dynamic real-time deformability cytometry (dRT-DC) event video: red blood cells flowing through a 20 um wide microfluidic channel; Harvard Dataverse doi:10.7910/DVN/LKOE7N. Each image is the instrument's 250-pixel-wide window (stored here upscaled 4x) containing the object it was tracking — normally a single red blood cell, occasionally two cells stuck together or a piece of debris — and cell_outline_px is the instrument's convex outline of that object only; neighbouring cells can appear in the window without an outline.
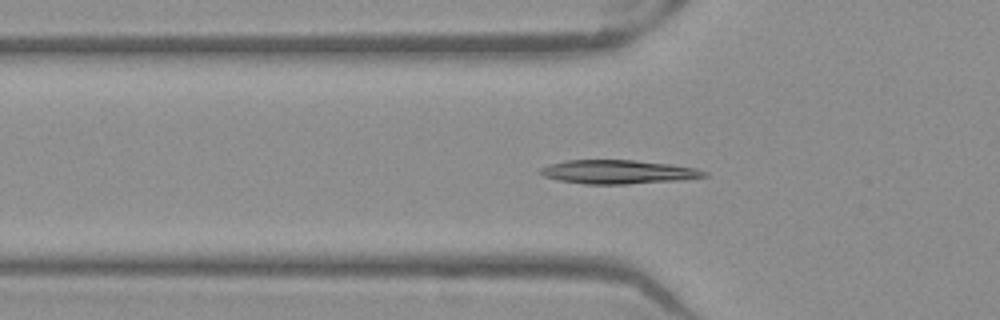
{"species": "Egyptian fruit bat (a non-hibernating species)", "species_latin": "Rousettus aegyptiacus", "temperature_condition": "warm", "stored_images_in_passage": 52, "camera_frame_rate_fps": 3000, "um_per_image_px": 0.085, "frame": {"image": 1, "passage_image": 18, "time_ms": 5.667, "image_size_px": [1000, 320], "cell_outline_px": [[708, 176], [680, 180], [628, 184], [584, 184], [560, 180], [544, 176], [536, 172], [540, 168], [548, 164], [568, 160], [632, 160], [668, 164], [696, 168], [708, 172]], "centroid_in_image_um": [52.51, 14.61], "position_along_channel_um": 73.3, "area_um2": 22.72}}
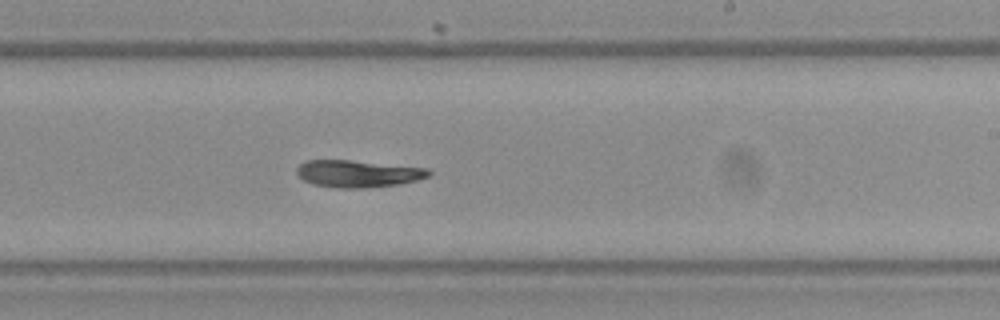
{"frame": {"image": 2, "passage_image": 32, "time_ms": 10.333, "image_size_px": [1000, 320], "cell_outline_px": [[432, 172], [428, 176], [416, 180], [400, 184], [364, 188], [340, 188], [312, 184], [304, 180], [296, 172], [296, 168], [304, 160], [352, 160], [428, 168]], "centroid_in_image_um": [30.42, 14.75], "position_along_channel_um": 258.6, "area_um2": 20.87}}
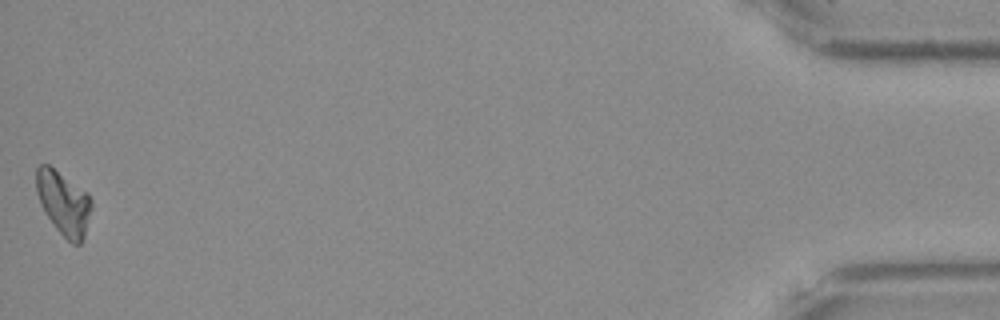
{"frame": {"image": 3, "passage_image": 52, "time_ms": 17.0, "image_size_px": [1000, 320], "cell_outline_px": [[92, 208], [84, 236], [80, 244], [72, 244], [56, 228], [44, 212], [40, 204], [36, 192], [36, 168], [40, 164], [48, 164], [88, 192], [92, 200]], "centroid_in_image_um": [5.4, 17.23], "position_along_channel_um": 429.8, "area_um2": 20.58}}